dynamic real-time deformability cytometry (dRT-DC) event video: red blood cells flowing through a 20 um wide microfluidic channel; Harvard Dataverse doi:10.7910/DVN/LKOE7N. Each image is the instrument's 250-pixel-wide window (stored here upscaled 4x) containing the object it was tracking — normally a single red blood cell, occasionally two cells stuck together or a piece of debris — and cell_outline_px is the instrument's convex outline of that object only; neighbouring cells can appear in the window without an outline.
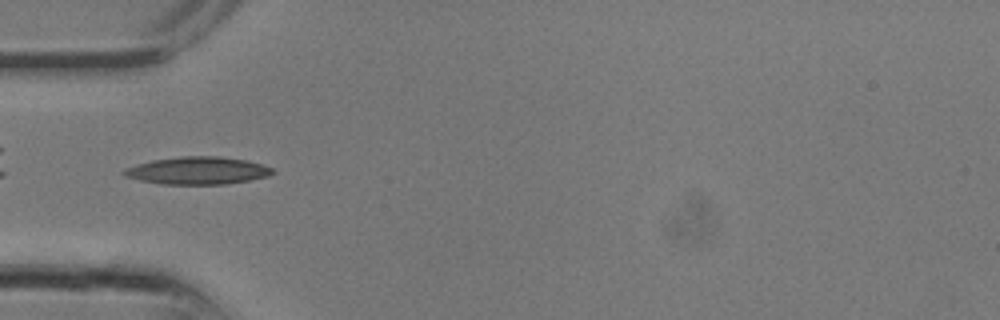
{"species": "common noctule bat (a hibernating species)", "species_latin": "Nyctalus noctula", "temperature_condition": "room temperature", "stored_images_in_passage": 9, "camera_frame_rate_fps": 3000, "um_per_image_px": 0.085, "animal": {"sex": "male", "body_mass_g": 13.3}, "frame": {"image": 1, "passage_image": 3, "time_ms": 0.667, "image_size_px": [1000, 320], "cell_outline_px": [[276, 172], [268, 176], [248, 180], [224, 184], [164, 184], [140, 180], [124, 176], [120, 172], [124, 168], [136, 164], [152, 160], [180, 156], [220, 156], [248, 160], [272, 168]], "centroid_in_image_um": [16.77, 14.49], "position_along_channel_um": 68.2, "area_um2": 23.87}}
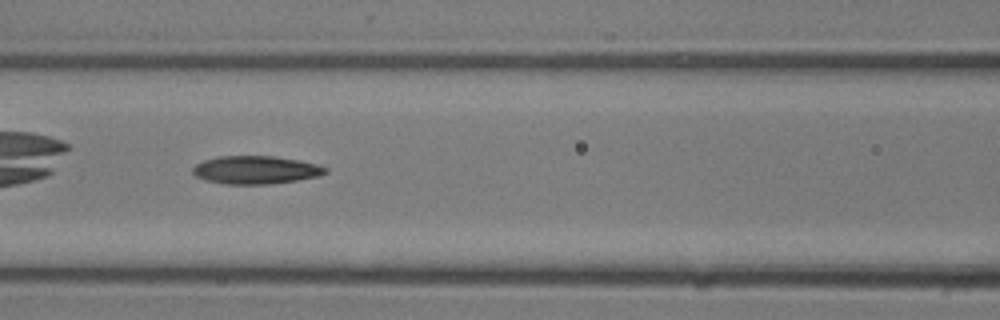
{"frame": {"image": 2, "passage_image": 6, "time_ms": 1.667, "image_size_px": [1000, 320], "cell_outline_px": [[328, 172], [320, 176], [272, 184], [224, 184], [204, 180], [196, 176], [192, 172], [192, 168], [196, 164], [204, 160], [216, 156], [272, 156], [300, 160], [316, 164], [328, 168]], "centroid_in_image_um": [21.73, 14.44], "position_along_channel_um": 144.9, "area_um2": 21.85}}
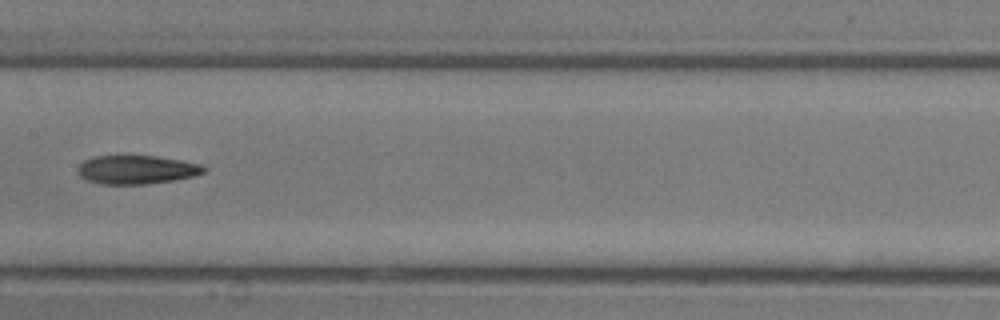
{"frame": {"image": 3, "passage_image": 8, "time_ms": 2.333, "image_size_px": [1000, 320], "cell_outline_px": [[208, 168], [204, 172], [192, 176], [172, 180], [144, 184], [100, 184], [88, 180], [80, 176], [76, 172], [76, 168], [84, 160], [92, 156], [156, 156], [180, 160], [200, 164]], "centroid_in_image_um": [11.56, 14.41], "position_along_channel_um": 195.8, "area_um2": 20.98}}